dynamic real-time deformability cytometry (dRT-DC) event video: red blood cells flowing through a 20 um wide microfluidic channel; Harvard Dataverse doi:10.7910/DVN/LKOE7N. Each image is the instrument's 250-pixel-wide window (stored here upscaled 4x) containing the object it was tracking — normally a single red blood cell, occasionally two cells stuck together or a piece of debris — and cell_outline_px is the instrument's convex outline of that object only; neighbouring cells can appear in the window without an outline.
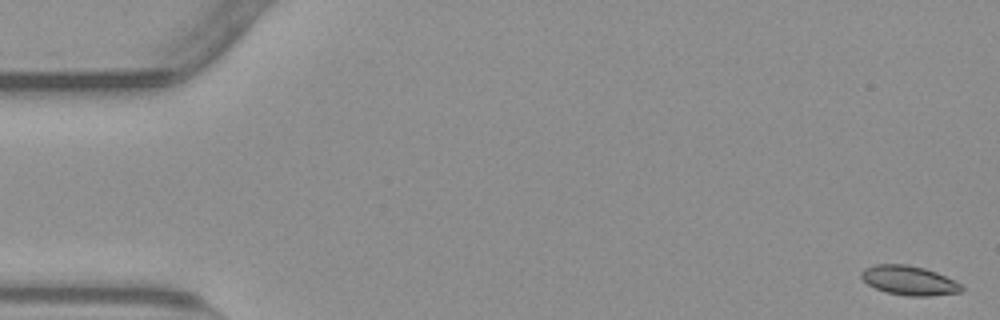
{"species": "common noctule bat (a hibernating species)", "species_latin": "Nyctalus noctula", "temperature_condition": "warm", "stored_images_in_passage": 55, "camera_frame_rate_fps": 3000, "um_per_image_px": 0.085, "animal": {"sex": "male", "body_mass_g": 23.1, "forearm_length_mm": 52.7}, "frame": {"image": 1, "passage_image": 1, "time_ms": 0.0, "image_size_px": [1000, 320], "cell_outline_px": [[964, 288], [960, 292], [928, 296], [908, 296], [884, 292], [868, 284], [860, 276], [860, 272], [864, 268], [876, 264], [904, 264], [924, 268], [936, 272], [960, 284]], "centroid_in_image_um": [77.23, 23.84], "position_along_channel_um": 7.8, "area_um2": 16.99}}
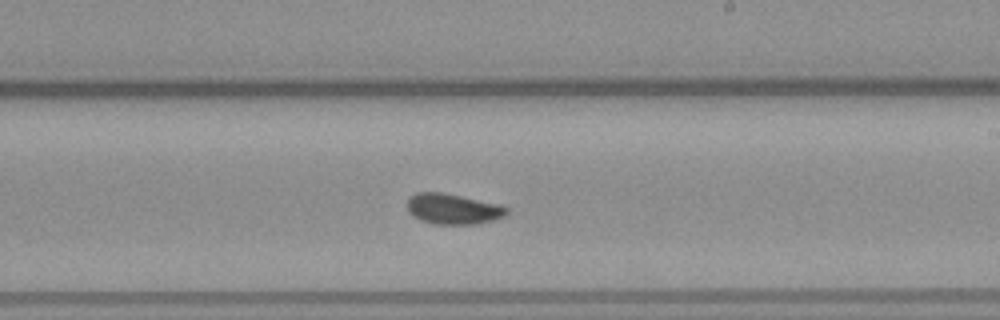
{"frame": {"image": 2, "passage_image": 32, "time_ms": 10.333, "image_size_px": [1000, 320], "cell_outline_px": [[508, 212], [504, 216], [492, 220], [476, 224], [432, 224], [420, 220], [412, 216], [408, 212], [408, 200], [416, 192], [444, 192], [500, 204], [508, 208]], "centroid_in_image_um": [38.5, 17.76], "position_along_channel_um": 250.5, "area_um2": 17.8}}
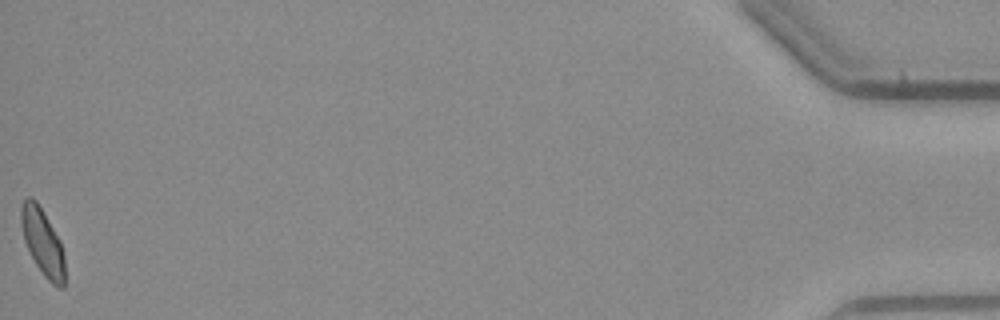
{"frame": {"image": 3, "passage_image": 55, "time_ms": 18.0, "image_size_px": [1000, 320], "cell_outline_px": [[64, 288], [60, 288], [52, 284], [44, 276], [36, 264], [24, 240], [20, 224], [20, 208], [24, 200], [28, 196], [32, 196], [36, 200], [44, 212], [60, 240], [64, 256]], "centroid_in_image_um": [3.61, 20.54], "position_along_channel_um": 431.6, "area_um2": 16.99}, "authors_computed_cell_mechanics": {"area_um2": 17.1666, "velocity_mm_per_s": 3.7765, "shape_relaxation_time_tau1_ms": 4.1781, "shape_relaxation_time_tau2_ms": 1.8631, "deformation_change_tau1": 0.1317, "deformation_change_tau2": 0.0601}}